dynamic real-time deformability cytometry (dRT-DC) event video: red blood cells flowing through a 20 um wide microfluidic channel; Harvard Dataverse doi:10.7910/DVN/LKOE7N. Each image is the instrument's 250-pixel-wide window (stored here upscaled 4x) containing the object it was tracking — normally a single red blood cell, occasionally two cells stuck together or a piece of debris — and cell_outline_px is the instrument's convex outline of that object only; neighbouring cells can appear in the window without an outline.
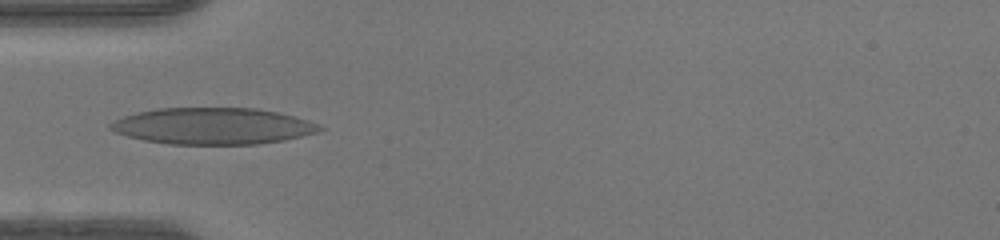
{"species": "human", "species_latin": "Homo sapiens", "temperature_condition": "warm", "stored_images_in_passage": 35, "camera_frame_rate_fps": 3000, "um_per_image_px": 0.085, "donor": {"sex": "female"}, "frame": {"image": 1, "passage_image": 6, "time_ms": 1.667, "image_size_px": [1000, 240], "cell_outline_px": [[324, 128], [316, 132], [284, 140], [260, 144], [168, 144], [144, 140], [128, 136], [116, 132], [108, 128], [108, 124], [112, 120], [136, 112], [156, 108], [256, 108], [280, 112], [308, 120], [320, 124]], "centroid_in_image_um": [18.07, 10.71], "position_along_channel_um": 66.9, "area_um2": 44.68}}
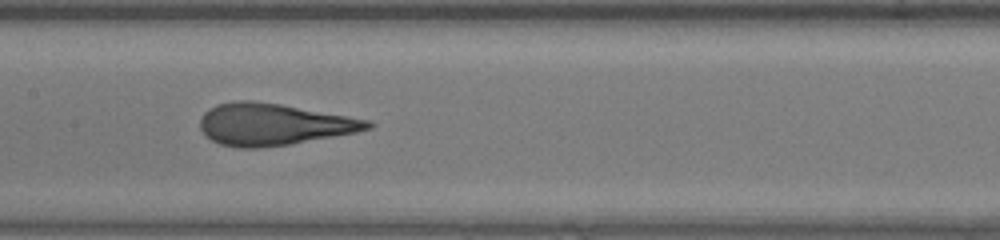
{"frame": {"image": 2, "passage_image": 14, "time_ms": 4.333, "image_size_px": [1000, 240], "cell_outline_px": [[376, 124], [372, 128], [356, 132], [288, 144], [260, 148], [236, 148], [220, 144], [212, 140], [200, 128], [200, 116], [204, 112], [216, 104], [236, 100], [252, 100], [280, 104], [372, 120]], "centroid_in_image_um": [23.24, 10.56], "position_along_channel_um": 184.2, "area_um2": 40.81}}
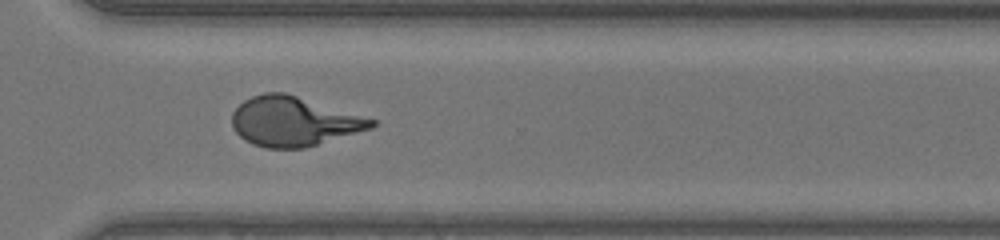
{"frame": {"image": 3, "passage_image": 25, "time_ms": 8.0, "image_size_px": [1000, 240], "cell_outline_px": [[376, 124], [372, 128], [304, 148], [264, 148], [252, 144], [244, 140], [236, 132], [232, 124], [232, 112], [244, 100], [252, 96], [264, 92], [284, 92], [376, 120]], "centroid_in_image_um": [24.92, 10.32], "position_along_channel_um": 345.7, "area_um2": 39.88}, "authors_computed_cell_mechanics": {"area_um2": 40.1132, "velocity_mm_per_s": 4.3983, "shape_relaxation_time_tau1_ms": 10.4583, "shape_relaxation_time_tau2_ms": 0.6313, "deformation_change_tau1": 0.4361, "deformation_change_tau2": 0.09}}